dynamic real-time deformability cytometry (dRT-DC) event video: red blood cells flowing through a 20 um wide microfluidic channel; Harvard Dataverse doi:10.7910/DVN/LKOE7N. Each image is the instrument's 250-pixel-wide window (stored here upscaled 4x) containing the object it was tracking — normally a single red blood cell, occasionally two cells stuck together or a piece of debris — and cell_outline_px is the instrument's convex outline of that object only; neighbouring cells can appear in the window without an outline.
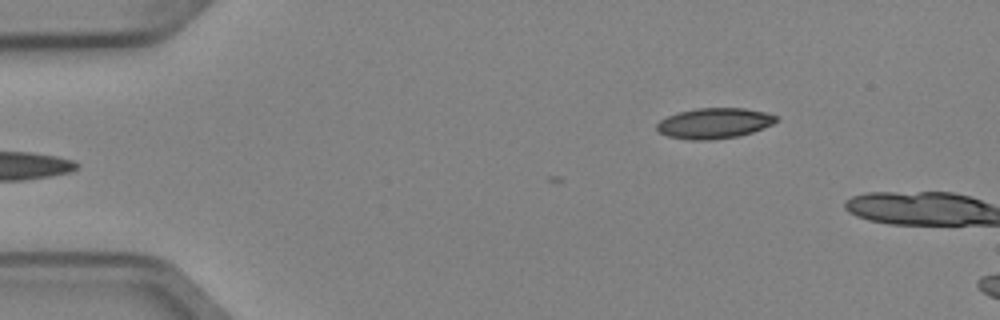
{"species": "Egyptian fruit bat (a non-hibernating species)", "species_latin": "Rousettus aegyptiacus", "temperature_condition": "cold", "stored_images_in_passage": 2, "camera_frame_rate_fps": 3000, "um_per_image_px": 0.085, "animal": {"sex": "female"}, "frame": {"image": 1, "passage_image": 2, "time_ms": 0.333, "image_size_px": [1000, 320], "cell_outline_px": [[780, 120], [764, 128], [740, 136], [708, 140], [688, 140], [668, 136], [660, 132], [656, 128], [656, 124], [660, 120], [668, 116], [680, 112], [696, 108], [744, 108], [764, 112], [776, 116]], "centroid_in_image_um": [60.72, 10.48], "position_along_channel_um": 24.3, "area_um2": 21.21}}